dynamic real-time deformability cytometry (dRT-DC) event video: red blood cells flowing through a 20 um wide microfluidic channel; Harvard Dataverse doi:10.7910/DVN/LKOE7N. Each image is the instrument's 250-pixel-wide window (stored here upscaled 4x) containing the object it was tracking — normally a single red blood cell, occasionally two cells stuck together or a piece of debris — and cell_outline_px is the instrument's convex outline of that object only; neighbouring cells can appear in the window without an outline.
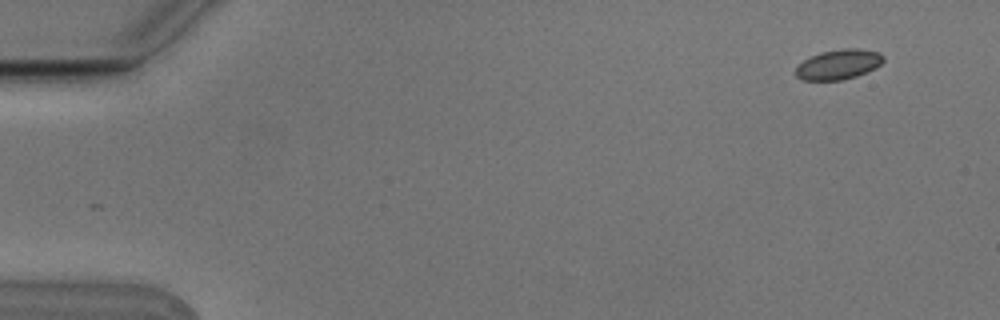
{"species": "Egyptian fruit bat (a non-hibernating species)", "species_latin": "Rousettus aegyptiacus", "temperature_condition": "cold", "stored_images_in_passage": 6, "camera_frame_rate_fps": 3000, "um_per_image_px": 0.085, "animal": {"sex": "male"}, "frame": {"image": 1, "passage_image": 1, "time_ms": 0.0, "image_size_px": [1000, 320], "cell_outline_px": [[884, 60], [876, 68], [856, 76], [844, 80], [800, 80], [796, 76], [796, 68], [804, 60], [820, 52], [844, 48], [856, 48], [880, 52], [884, 56]], "centroid_in_image_um": [71.3, 5.48], "position_along_channel_um": 13.7, "area_um2": 15.32}}